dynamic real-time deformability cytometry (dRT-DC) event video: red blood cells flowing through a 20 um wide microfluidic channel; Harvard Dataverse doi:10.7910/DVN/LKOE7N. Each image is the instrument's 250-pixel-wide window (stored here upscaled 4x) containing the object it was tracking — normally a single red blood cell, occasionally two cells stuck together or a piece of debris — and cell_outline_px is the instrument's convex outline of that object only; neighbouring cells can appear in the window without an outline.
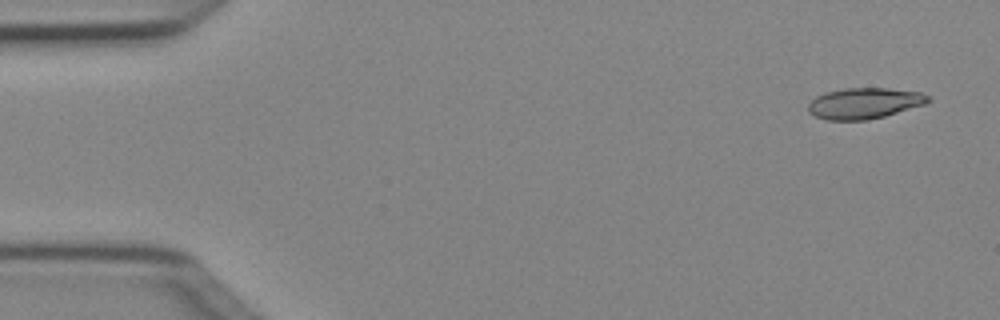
{"species": "Egyptian fruit bat (a non-hibernating species)", "species_latin": "Rousettus aegyptiacus", "temperature_condition": "cold", "stored_images_in_passage": 4, "camera_frame_rate_fps": 3000, "um_per_image_px": 0.085, "animal": {"sex": "female"}, "frame": {"image": 1, "passage_image": 1, "time_ms": 0.0, "image_size_px": [1000, 320], "cell_outline_px": [[932, 100], [924, 104], [884, 116], [868, 120], [828, 120], [816, 116], [808, 112], [808, 104], [816, 96], [824, 92], [844, 88], [888, 88], [920, 92], [932, 96]], "centroid_in_image_um": [73.47, 8.77], "position_along_channel_um": 11.5, "area_um2": 21.68}}
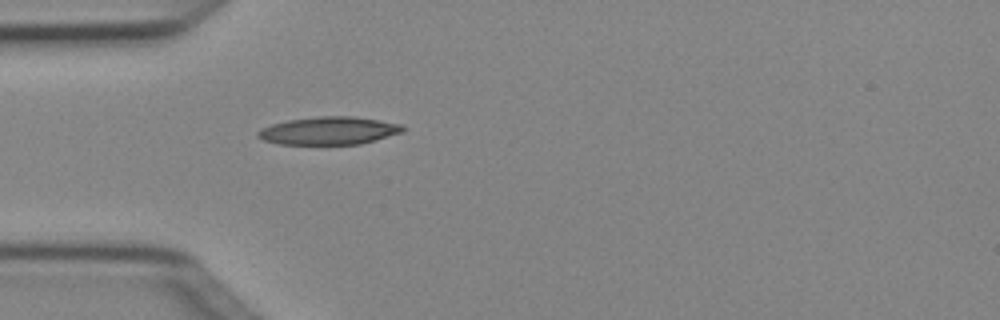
{"frame": {"image": 2, "passage_image": 4, "time_ms": 1.0, "image_size_px": [1000, 320], "cell_outline_px": [[404, 132], [376, 140], [360, 144], [280, 144], [264, 140], [256, 136], [256, 132], [260, 128], [272, 124], [288, 120], [320, 116], [352, 116], [400, 124], [404, 128]], "centroid_in_image_um": [27.93, 11.11], "position_along_channel_um": 57.1, "area_um2": 23.41}}